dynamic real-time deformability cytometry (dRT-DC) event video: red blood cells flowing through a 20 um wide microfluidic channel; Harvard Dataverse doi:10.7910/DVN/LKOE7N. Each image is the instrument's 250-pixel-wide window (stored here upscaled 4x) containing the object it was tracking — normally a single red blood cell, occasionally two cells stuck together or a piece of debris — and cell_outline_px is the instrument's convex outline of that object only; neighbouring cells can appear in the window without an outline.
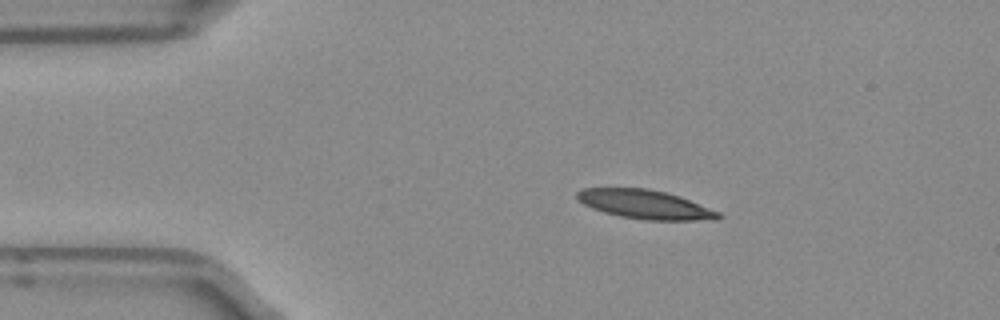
{"species": "Egyptian fruit bat (a non-hibernating species)", "species_latin": "Rousettus aegyptiacus", "temperature_condition": "room temperature", "stored_images_in_passage": 43, "camera_frame_rate_fps": 3000, "um_per_image_px": 0.085, "frame": {"image": 1, "passage_image": 1, "time_ms": 0.0, "image_size_px": [1000, 320], "cell_outline_px": [[724, 216], [716, 220], [644, 220], [620, 216], [604, 212], [592, 208], [576, 200], [576, 192], [580, 188], [648, 188], [680, 196], [720, 212]], "centroid_in_image_um": [54.83, 17.37], "position_along_channel_um": 30.2, "area_um2": 23.99}}
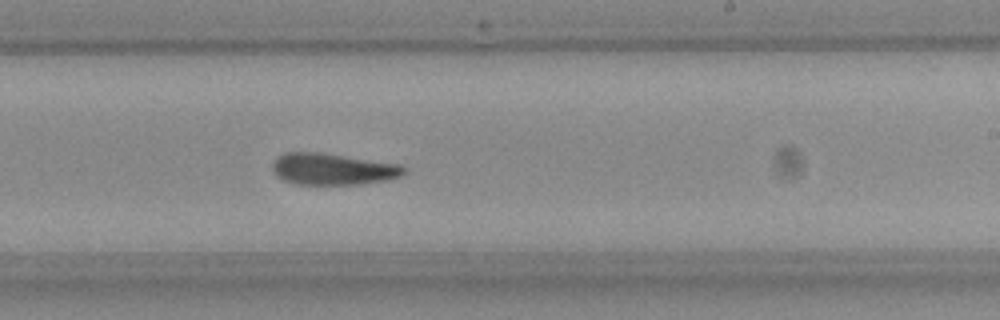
{"frame": {"image": 2, "passage_image": 22, "time_ms": 7.0, "image_size_px": [1000, 320], "cell_outline_px": [[408, 172], [400, 176], [388, 180], [360, 184], [296, 184], [284, 180], [276, 176], [272, 168], [272, 164], [276, 156], [284, 152], [316, 152], [400, 164], [408, 168]], "centroid_in_image_um": [28.29, 14.37], "position_along_channel_um": 260.7, "area_um2": 24.28}}
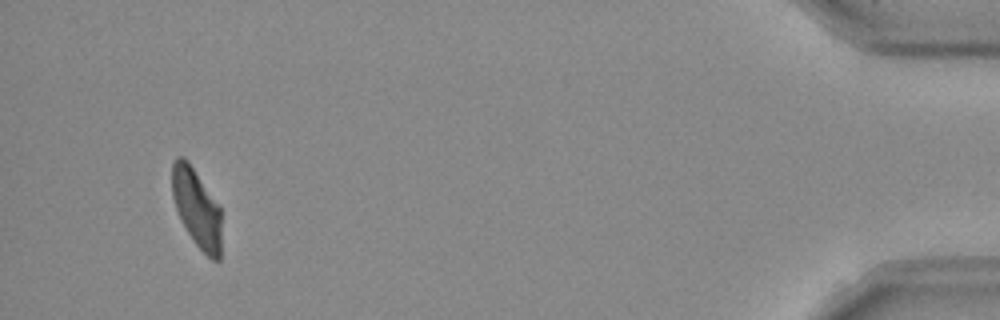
{"frame": {"image": 3, "passage_image": 40, "time_ms": 13.0, "image_size_px": [1000, 320], "cell_outline_px": [[220, 260], [212, 260], [192, 240], [180, 220], [172, 196], [172, 164], [176, 156], [184, 156], [188, 160], [220, 208]], "centroid_in_image_um": [16.69, 17.66], "position_along_channel_um": 418.5, "area_um2": 22.37}, "authors_computed_cell_mechanics": {"area_um2": 24.3338, "velocity_mm_per_s": 3.9438, "shape_relaxation_time_tau1_ms": null, "shape_relaxation_time_tau2_ms": 7.6664, "deformation_change_tau1": null, "deformation_change_tau2": 0.1738}}